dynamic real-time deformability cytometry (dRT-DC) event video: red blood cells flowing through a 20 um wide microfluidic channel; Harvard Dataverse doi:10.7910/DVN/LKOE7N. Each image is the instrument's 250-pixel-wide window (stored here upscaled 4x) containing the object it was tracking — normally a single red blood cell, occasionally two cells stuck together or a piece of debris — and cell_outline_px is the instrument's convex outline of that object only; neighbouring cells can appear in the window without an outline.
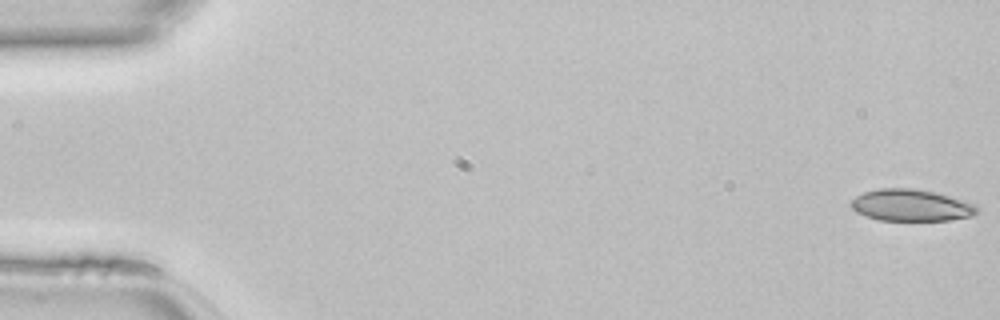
{"species": "common noctule bat (a hibernating species)", "species_latin": "Nyctalus noctula", "temperature_condition": "room temperature", "stored_images_in_passage": 47, "camera_frame_rate_fps": 3000, "um_per_image_px": 0.085, "animal": {"sex": "female", "body_mass_g": 22.7, "forearm_length_mm": 54.2}, "frame": {"image": 1, "passage_image": 1, "time_ms": 0.0, "image_size_px": [1000, 320], "cell_outline_px": [[980, 212], [972, 216], [948, 220], [880, 220], [864, 216], [856, 212], [852, 208], [852, 200], [856, 196], [864, 192], [880, 188], [916, 188], [936, 192], [976, 204], [980, 208]], "centroid_in_image_um": [77.48, 17.44], "position_along_channel_um": 7.5, "area_um2": 23.47}}
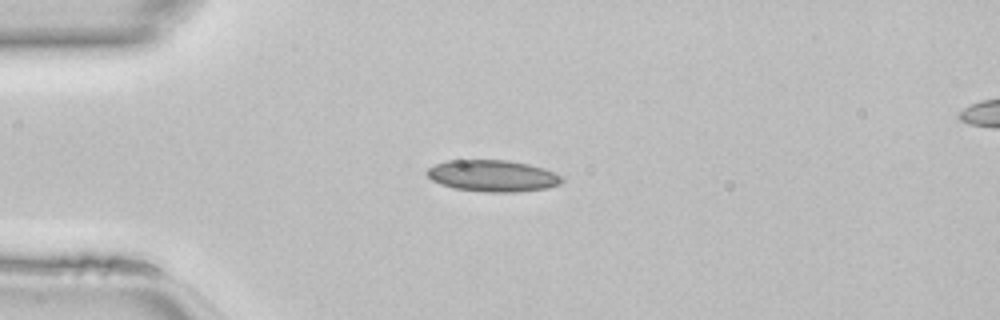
{"frame": {"image": 2, "passage_image": 12, "time_ms": 3.667, "image_size_px": [1000, 320], "cell_outline_px": [[564, 180], [560, 184], [548, 188], [516, 192], [484, 192], [452, 188], [440, 184], [432, 180], [428, 176], [428, 168], [436, 164], [448, 160], [508, 160], [528, 164], [544, 168], [560, 176]], "centroid_in_image_um": [41.88, 14.95], "position_along_channel_um": 43.1, "area_um2": 24.8}}
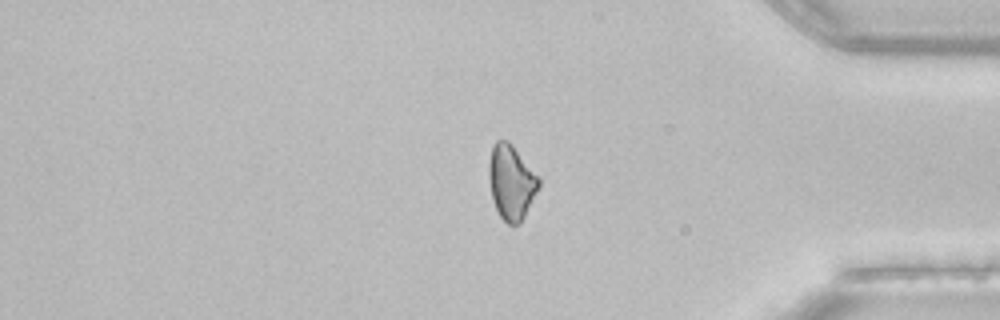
{"frame": {"image": 3, "passage_image": 39, "time_ms": 12.667, "image_size_px": [1000, 320], "cell_outline_px": [[540, 184], [520, 224], [508, 224], [500, 216], [492, 200], [488, 180], [488, 164], [492, 144], [496, 140], [508, 140], [512, 144], [540, 176]], "centroid_in_image_um": [43.44, 15.44], "position_along_channel_um": 391.8, "area_um2": 21.96}}